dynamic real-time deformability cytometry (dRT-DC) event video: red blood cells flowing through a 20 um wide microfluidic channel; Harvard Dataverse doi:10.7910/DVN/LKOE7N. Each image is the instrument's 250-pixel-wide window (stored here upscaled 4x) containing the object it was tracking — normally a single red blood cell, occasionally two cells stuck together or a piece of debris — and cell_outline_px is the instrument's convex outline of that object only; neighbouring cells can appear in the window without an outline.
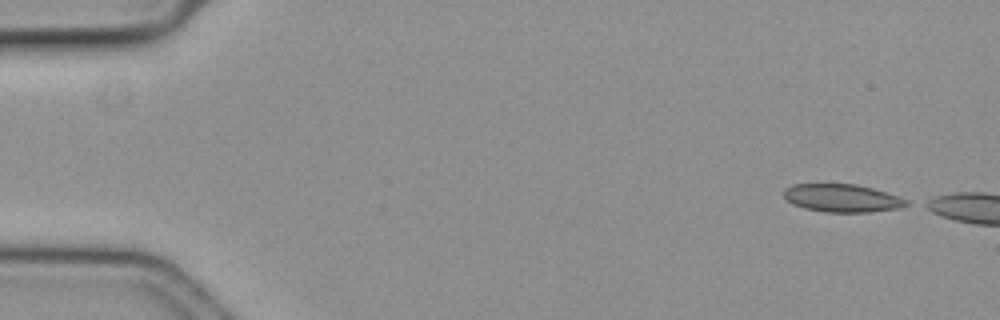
{"species": "common noctule bat (a hibernating species)", "species_latin": "Nyctalus noctula", "temperature_condition": "cold", "stored_images_in_passage": 5, "camera_frame_rate_fps": 3000, "um_per_image_px": 0.085, "animal": {"sex": "female", "body_mass_g": 19.3, "forearm_length_mm": 54.1}, "frame": {"image": 1, "passage_image": 1, "time_ms": 0.0, "image_size_px": [1000, 320], "cell_outline_px": [[908, 204], [900, 208], [872, 212], [824, 212], [804, 208], [792, 204], [784, 196], [784, 188], [792, 184], [856, 184], [872, 188], [908, 200]], "centroid_in_image_um": [71.55, 16.84], "position_along_channel_um": 13.4, "area_um2": 19.88}}